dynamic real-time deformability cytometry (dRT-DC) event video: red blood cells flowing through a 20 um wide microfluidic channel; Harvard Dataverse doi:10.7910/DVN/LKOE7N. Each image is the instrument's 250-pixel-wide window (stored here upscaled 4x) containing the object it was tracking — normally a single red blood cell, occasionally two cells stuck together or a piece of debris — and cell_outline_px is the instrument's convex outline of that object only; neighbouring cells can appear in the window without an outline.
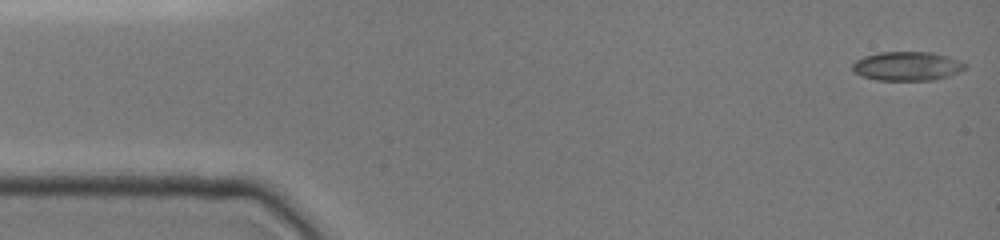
{"species": "common noctule bat (a hibernating species)", "species_latin": "Nyctalus noctula", "temperature_condition": "cold", "stored_images_in_passage": 9, "camera_frame_rate_fps": 3000, "um_per_image_px": 0.085, "animal": {"sex": "female", "body_mass_g": 19.0, "forearm_length_mm": 51.5}, "frame": {"image": 1, "passage_image": 1, "time_ms": 0.0, "image_size_px": [1000, 240], "cell_outline_px": [[968, 68], [960, 72], [948, 76], [932, 80], [876, 80], [860, 76], [852, 68], [852, 64], [856, 60], [864, 56], [880, 52], [932, 52], [948, 56], [960, 60]], "centroid_in_image_um": [77.12, 5.62], "position_along_channel_um": 7.9, "area_um2": 19.13}}
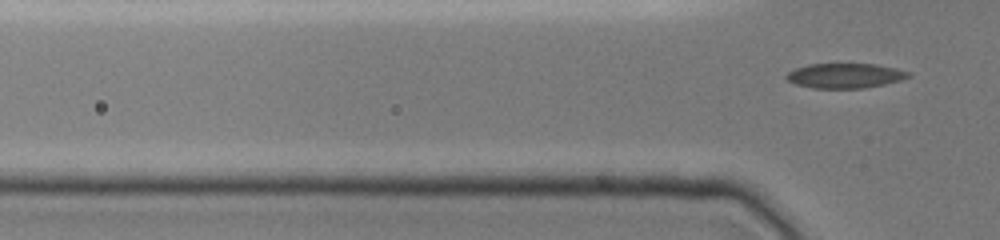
{"frame": {"image": 2, "passage_image": 9, "time_ms": 4.0, "image_size_px": [1000, 240], "cell_outline_px": [[912, 76], [900, 80], [884, 84], [864, 88], [812, 88], [796, 84], [788, 80], [784, 76], [788, 72], [796, 68], [808, 64], [876, 64], [896, 68], [912, 72]], "centroid_in_image_um": [71.85, 6.43], "position_along_channel_um": 53.9, "area_um2": 17.69}}